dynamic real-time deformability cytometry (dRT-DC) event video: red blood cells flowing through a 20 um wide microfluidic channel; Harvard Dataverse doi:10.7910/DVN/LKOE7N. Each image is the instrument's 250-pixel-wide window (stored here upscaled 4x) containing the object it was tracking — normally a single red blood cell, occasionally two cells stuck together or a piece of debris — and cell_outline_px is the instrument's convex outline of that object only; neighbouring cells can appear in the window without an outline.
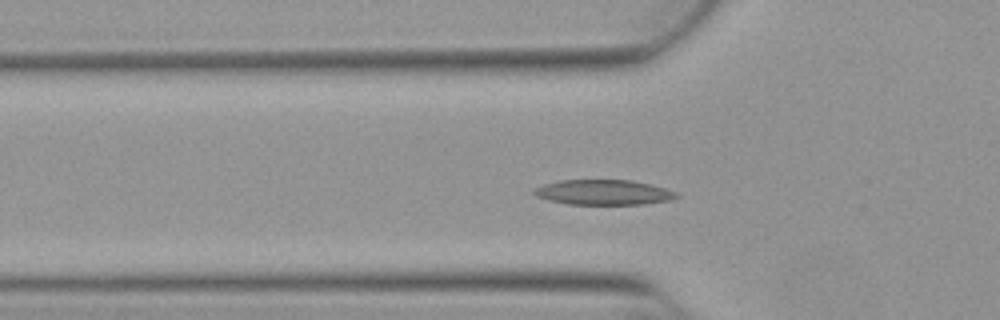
{"species": "Egyptian fruit bat (a non-hibernating species)", "species_latin": "Rousettus aegyptiacus", "temperature_condition": "warm", "stored_images_in_passage": 44, "camera_frame_rate_fps": 3000, "um_per_image_px": 0.085, "animal": {"sex": "female"}, "frame": {"image": 1, "passage_image": 13, "time_ms": 4.0, "image_size_px": [1000, 320], "cell_outline_px": [[680, 196], [672, 200], [644, 204], [568, 204], [548, 200], [536, 196], [532, 192], [536, 188], [544, 184], [560, 180], [632, 180], [652, 184], [668, 188], [676, 192]], "centroid_in_image_um": [51.36, 16.34], "position_along_channel_um": 74.4, "area_um2": 20.98}}
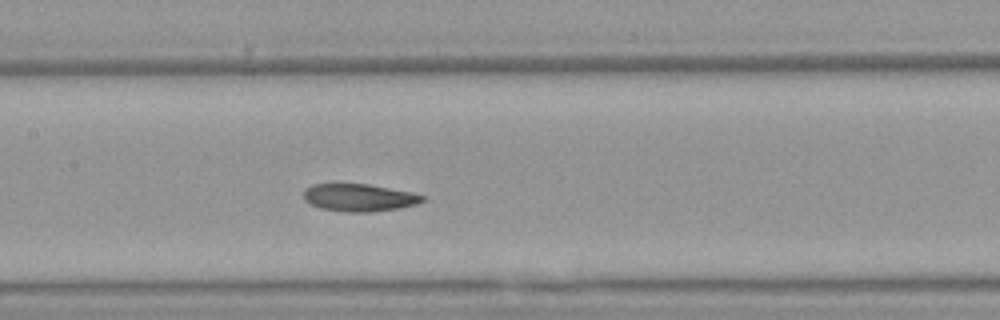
{"frame": {"image": 2, "passage_image": 21, "time_ms": 6.667, "image_size_px": [1000, 320], "cell_outline_px": [[428, 196], [424, 200], [416, 204], [400, 208], [372, 212], [344, 212], [320, 208], [304, 200], [304, 188], [312, 184], [368, 184], [412, 192]], "centroid_in_image_um": [30.55, 16.8], "position_along_channel_um": 176.9, "area_um2": 19.19}}
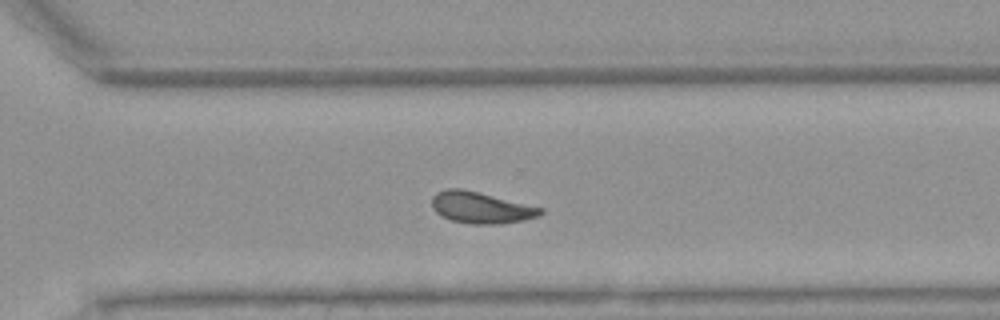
{"frame": {"image": 3, "passage_image": 33, "time_ms": 10.667, "image_size_px": [1000, 320], "cell_outline_px": [[544, 212], [536, 216], [520, 220], [500, 224], [472, 224], [452, 220], [436, 212], [432, 208], [432, 196], [436, 192], [444, 188], [460, 188], [544, 208]], "centroid_in_image_um": [40.84, 17.63], "position_along_channel_um": 329.8, "area_um2": 19.59}, "authors_computed_cell_mechanics": {"area_um2": 19.9121, "velocity_mm_per_s": 3.8258, "shape_relaxation_time_tau1_ms": 3.1993, "shape_relaxation_time_tau2_ms": 3.3284, "deformation_change_tau1": 0.1332, "deformation_change_tau2": 0.1008}}